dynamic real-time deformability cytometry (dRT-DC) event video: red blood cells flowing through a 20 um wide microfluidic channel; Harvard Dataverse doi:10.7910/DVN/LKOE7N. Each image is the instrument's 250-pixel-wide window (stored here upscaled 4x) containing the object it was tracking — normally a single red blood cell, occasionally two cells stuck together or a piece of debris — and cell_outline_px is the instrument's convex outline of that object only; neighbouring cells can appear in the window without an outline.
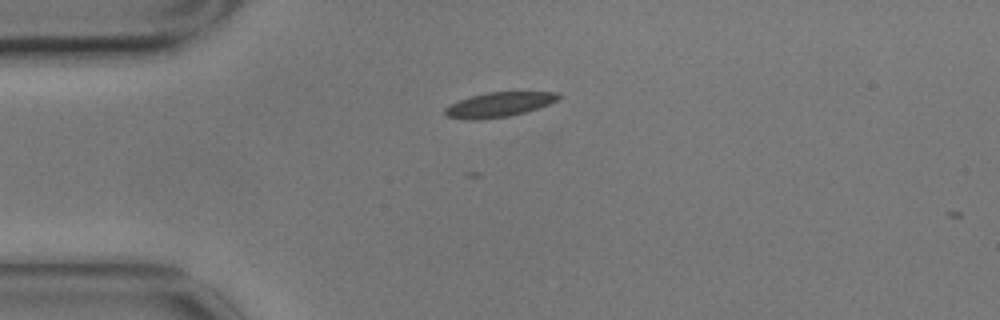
{"species": "common noctule bat (a hibernating species)", "species_latin": "Nyctalus noctula", "temperature_condition": "cold", "stored_images_in_passage": 2, "camera_frame_rate_fps": 3000, "um_per_image_px": 0.085, "animal": {"sex": "male", "body_mass_g": 17.9}, "frame": {"image": 1, "passage_image": 1, "time_ms": 0.0, "image_size_px": [1000, 320], "cell_outline_px": [[560, 96], [556, 100], [548, 104], [524, 112], [508, 116], [476, 120], [468, 120], [448, 116], [444, 112], [444, 108], [460, 100], [472, 96], [488, 92], [556, 92]], "centroid_in_image_um": [42.38, 8.89], "position_along_channel_um": 42.6, "area_um2": 15.9}}